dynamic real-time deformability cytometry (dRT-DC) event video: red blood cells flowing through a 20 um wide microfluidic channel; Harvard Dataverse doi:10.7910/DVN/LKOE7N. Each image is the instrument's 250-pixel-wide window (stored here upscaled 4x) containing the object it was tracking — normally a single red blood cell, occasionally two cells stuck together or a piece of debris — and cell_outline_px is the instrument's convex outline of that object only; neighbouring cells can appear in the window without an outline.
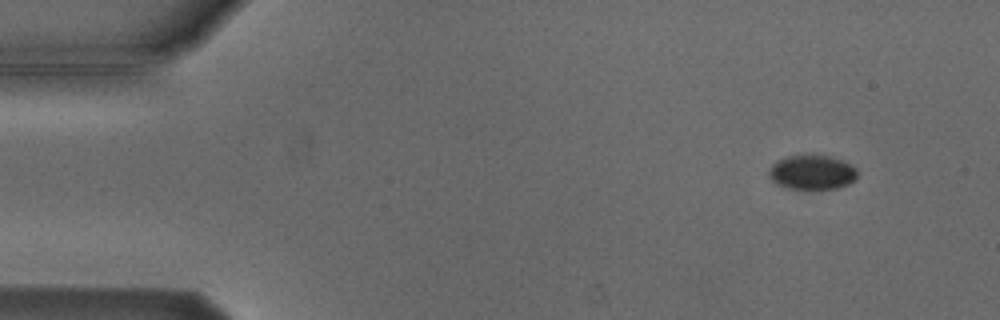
{"species": "Egyptian fruit bat (a non-hibernating species)", "species_latin": "Rousettus aegyptiacus", "temperature_condition": "cold", "stored_images_in_passage": 4, "camera_frame_rate_fps": 3000, "um_per_image_px": 0.085, "animal": {"sex": "male"}, "frame": {"image": 1, "passage_image": 1, "time_ms": 0.0, "image_size_px": [1000, 320], "cell_outline_px": [[856, 180], [848, 184], [836, 188], [788, 188], [776, 184], [768, 176], [768, 172], [772, 164], [788, 156], [828, 156], [840, 160], [856, 168]], "centroid_in_image_um": [69.0, 14.66], "position_along_channel_um": 16.0, "area_um2": 17.28}}